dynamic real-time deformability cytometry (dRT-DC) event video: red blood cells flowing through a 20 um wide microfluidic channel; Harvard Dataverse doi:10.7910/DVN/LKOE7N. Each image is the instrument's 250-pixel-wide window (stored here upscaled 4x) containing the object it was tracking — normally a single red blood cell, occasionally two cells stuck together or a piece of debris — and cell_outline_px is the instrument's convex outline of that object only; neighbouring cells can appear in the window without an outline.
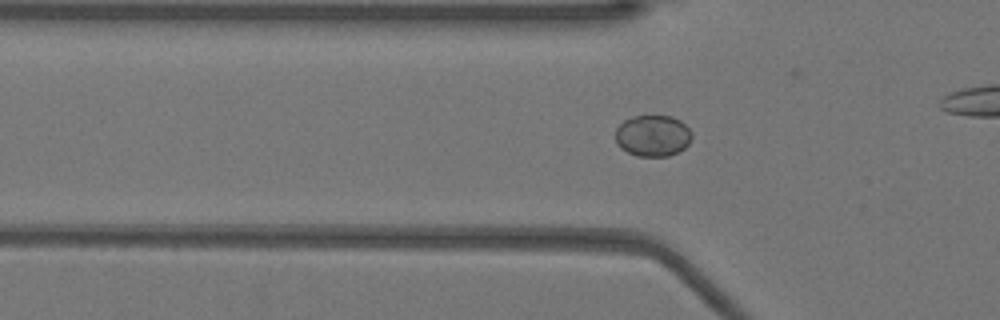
{"species": "Egyptian fruit bat (a non-hibernating species)", "species_latin": "Rousettus aegyptiacus", "temperature_condition": "warm", "stored_images_in_passage": 53, "camera_frame_rate_fps": 3000, "um_per_image_px": 0.085, "animal": {"sex": "female"}, "frame": {"image": 1, "passage_image": 17, "time_ms": 5.333, "image_size_px": [1000, 320], "cell_outline_px": [[692, 136], [688, 144], [684, 148], [668, 156], [636, 156], [620, 148], [616, 144], [616, 128], [624, 120], [632, 116], [672, 116], [680, 120], [692, 132]], "centroid_in_image_um": [55.47, 11.53], "position_along_channel_um": 70.3, "area_um2": 18.44}}
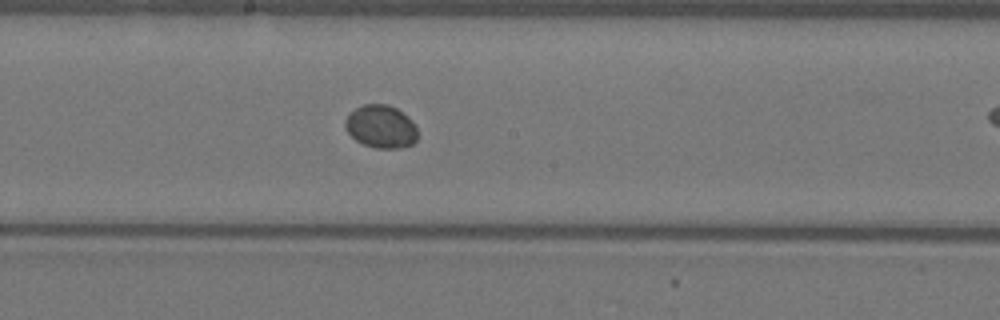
{"frame": {"image": 2, "passage_image": 28, "time_ms": 9.0, "image_size_px": [1000, 320], "cell_outline_px": [[416, 140], [412, 144], [400, 148], [376, 148], [364, 144], [356, 140], [348, 132], [344, 124], [344, 120], [348, 112], [364, 104], [388, 104], [396, 108], [408, 116], [412, 120], [416, 128]], "centroid_in_image_um": [32.36, 10.74], "position_along_channel_um": 215.8, "area_um2": 18.15}}
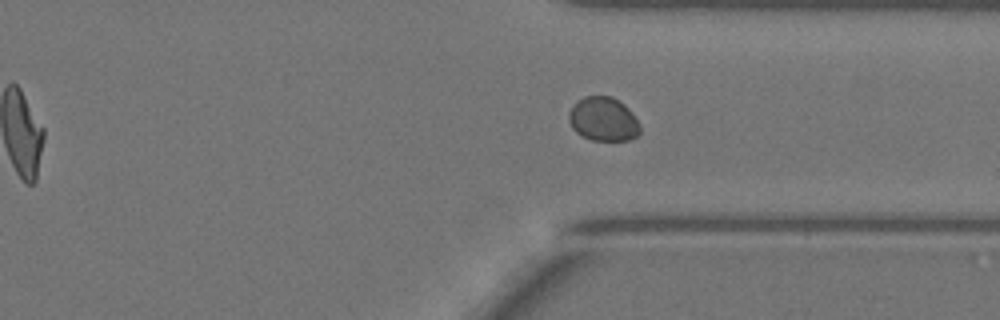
{"frame": {"image": 3, "passage_image": 39, "time_ms": 12.667, "image_size_px": [1000, 320], "cell_outline_px": [[640, 132], [636, 136], [628, 140], [592, 140], [576, 132], [572, 128], [568, 120], [568, 112], [572, 104], [576, 100], [584, 96], [612, 96], [624, 104], [628, 108], [640, 124]], "centroid_in_image_um": [51.25, 10.11], "position_along_channel_um": 360.2, "area_um2": 18.38}}